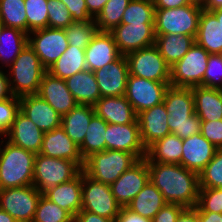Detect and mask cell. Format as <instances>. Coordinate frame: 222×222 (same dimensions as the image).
Returning a JSON list of instances; mask_svg holds the SVG:
<instances>
[{"label": "cell", "mask_w": 222, "mask_h": 222, "mask_svg": "<svg viewBox=\"0 0 222 222\" xmlns=\"http://www.w3.org/2000/svg\"><path fill=\"white\" fill-rule=\"evenodd\" d=\"M200 188H222V149H217L212 160L199 173Z\"/></svg>", "instance_id": "cell-43"}, {"label": "cell", "mask_w": 222, "mask_h": 222, "mask_svg": "<svg viewBox=\"0 0 222 222\" xmlns=\"http://www.w3.org/2000/svg\"><path fill=\"white\" fill-rule=\"evenodd\" d=\"M185 207L176 203H166L154 216L152 222H176L180 212Z\"/></svg>", "instance_id": "cell-50"}, {"label": "cell", "mask_w": 222, "mask_h": 222, "mask_svg": "<svg viewBox=\"0 0 222 222\" xmlns=\"http://www.w3.org/2000/svg\"><path fill=\"white\" fill-rule=\"evenodd\" d=\"M65 82L78 104L93 106L101 98L95 74L91 70L75 73Z\"/></svg>", "instance_id": "cell-29"}, {"label": "cell", "mask_w": 222, "mask_h": 222, "mask_svg": "<svg viewBox=\"0 0 222 222\" xmlns=\"http://www.w3.org/2000/svg\"><path fill=\"white\" fill-rule=\"evenodd\" d=\"M13 96L10 85L8 74L0 68V100H5Z\"/></svg>", "instance_id": "cell-54"}, {"label": "cell", "mask_w": 222, "mask_h": 222, "mask_svg": "<svg viewBox=\"0 0 222 222\" xmlns=\"http://www.w3.org/2000/svg\"><path fill=\"white\" fill-rule=\"evenodd\" d=\"M148 181V165L146 159L143 158L123 172L110 187L117 203L121 207H126Z\"/></svg>", "instance_id": "cell-15"}, {"label": "cell", "mask_w": 222, "mask_h": 222, "mask_svg": "<svg viewBox=\"0 0 222 222\" xmlns=\"http://www.w3.org/2000/svg\"><path fill=\"white\" fill-rule=\"evenodd\" d=\"M202 10L201 0L178 8L155 9V35L180 34L195 38Z\"/></svg>", "instance_id": "cell-5"}, {"label": "cell", "mask_w": 222, "mask_h": 222, "mask_svg": "<svg viewBox=\"0 0 222 222\" xmlns=\"http://www.w3.org/2000/svg\"><path fill=\"white\" fill-rule=\"evenodd\" d=\"M195 43L209 54L222 53V23L211 11L202 10Z\"/></svg>", "instance_id": "cell-27"}, {"label": "cell", "mask_w": 222, "mask_h": 222, "mask_svg": "<svg viewBox=\"0 0 222 222\" xmlns=\"http://www.w3.org/2000/svg\"><path fill=\"white\" fill-rule=\"evenodd\" d=\"M37 94L61 116L67 114L78 105L67 88L65 79L54 77L49 72L44 74Z\"/></svg>", "instance_id": "cell-19"}, {"label": "cell", "mask_w": 222, "mask_h": 222, "mask_svg": "<svg viewBox=\"0 0 222 222\" xmlns=\"http://www.w3.org/2000/svg\"><path fill=\"white\" fill-rule=\"evenodd\" d=\"M46 72L35 51L27 44L9 66L8 79L13 96L37 94Z\"/></svg>", "instance_id": "cell-4"}, {"label": "cell", "mask_w": 222, "mask_h": 222, "mask_svg": "<svg viewBox=\"0 0 222 222\" xmlns=\"http://www.w3.org/2000/svg\"><path fill=\"white\" fill-rule=\"evenodd\" d=\"M217 18L218 21L222 23V8H217L211 11Z\"/></svg>", "instance_id": "cell-60"}, {"label": "cell", "mask_w": 222, "mask_h": 222, "mask_svg": "<svg viewBox=\"0 0 222 222\" xmlns=\"http://www.w3.org/2000/svg\"><path fill=\"white\" fill-rule=\"evenodd\" d=\"M2 27H3V24L0 22V35H1Z\"/></svg>", "instance_id": "cell-61"}, {"label": "cell", "mask_w": 222, "mask_h": 222, "mask_svg": "<svg viewBox=\"0 0 222 222\" xmlns=\"http://www.w3.org/2000/svg\"><path fill=\"white\" fill-rule=\"evenodd\" d=\"M88 13L95 19L108 0H85Z\"/></svg>", "instance_id": "cell-56"}, {"label": "cell", "mask_w": 222, "mask_h": 222, "mask_svg": "<svg viewBox=\"0 0 222 222\" xmlns=\"http://www.w3.org/2000/svg\"><path fill=\"white\" fill-rule=\"evenodd\" d=\"M194 0H153L155 9L178 8L189 5Z\"/></svg>", "instance_id": "cell-53"}, {"label": "cell", "mask_w": 222, "mask_h": 222, "mask_svg": "<svg viewBox=\"0 0 222 222\" xmlns=\"http://www.w3.org/2000/svg\"><path fill=\"white\" fill-rule=\"evenodd\" d=\"M98 32L95 19L73 22L65 29L68 44L85 49Z\"/></svg>", "instance_id": "cell-40"}, {"label": "cell", "mask_w": 222, "mask_h": 222, "mask_svg": "<svg viewBox=\"0 0 222 222\" xmlns=\"http://www.w3.org/2000/svg\"><path fill=\"white\" fill-rule=\"evenodd\" d=\"M74 218L76 222H116L115 219L99 216L95 213L82 209L75 215Z\"/></svg>", "instance_id": "cell-52"}, {"label": "cell", "mask_w": 222, "mask_h": 222, "mask_svg": "<svg viewBox=\"0 0 222 222\" xmlns=\"http://www.w3.org/2000/svg\"><path fill=\"white\" fill-rule=\"evenodd\" d=\"M163 103L168 112L170 132L181 139L200 132L201 120L195 114L192 88L169 86Z\"/></svg>", "instance_id": "cell-2"}, {"label": "cell", "mask_w": 222, "mask_h": 222, "mask_svg": "<svg viewBox=\"0 0 222 222\" xmlns=\"http://www.w3.org/2000/svg\"><path fill=\"white\" fill-rule=\"evenodd\" d=\"M183 139L169 134L147 148L146 161L164 164H181Z\"/></svg>", "instance_id": "cell-30"}, {"label": "cell", "mask_w": 222, "mask_h": 222, "mask_svg": "<svg viewBox=\"0 0 222 222\" xmlns=\"http://www.w3.org/2000/svg\"><path fill=\"white\" fill-rule=\"evenodd\" d=\"M167 118L168 112L164 103L137 114L142 143L146 149L156 140L171 134Z\"/></svg>", "instance_id": "cell-20"}, {"label": "cell", "mask_w": 222, "mask_h": 222, "mask_svg": "<svg viewBox=\"0 0 222 222\" xmlns=\"http://www.w3.org/2000/svg\"><path fill=\"white\" fill-rule=\"evenodd\" d=\"M199 222H222V213L198 212Z\"/></svg>", "instance_id": "cell-57"}, {"label": "cell", "mask_w": 222, "mask_h": 222, "mask_svg": "<svg viewBox=\"0 0 222 222\" xmlns=\"http://www.w3.org/2000/svg\"><path fill=\"white\" fill-rule=\"evenodd\" d=\"M130 1L131 0H108L102 11L95 18L98 31L110 32L117 25H120L124 11Z\"/></svg>", "instance_id": "cell-38"}, {"label": "cell", "mask_w": 222, "mask_h": 222, "mask_svg": "<svg viewBox=\"0 0 222 222\" xmlns=\"http://www.w3.org/2000/svg\"><path fill=\"white\" fill-rule=\"evenodd\" d=\"M195 207L198 212L222 213V188H200Z\"/></svg>", "instance_id": "cell-45"}, {"label": "cell", "mask_w": 222, "mask_h": 222, "mask_svg": "<svg viewBox=\"0 0 222 222\" xmlns=\"http://www.w3.org/2000/svg\"><path fill=\"white\" fill-rule=\"evenodd\" d=\"M0 22L27 33V18L24 0H0Z\"/></svg>", "instance_id": "cell-37"}, {"label": "cell", "mask_w": 222, "mask_h": 222, "mask_svg": "<svg viewBox=\"0 0 222 222\" xmlns=\"http://www.w3.org/2000/svg\"><path fill=\"white\" fill-rule=\"evenodd\" d=\"M195 114L201 121L222 119V89L204 86L192 87Z\"/></svg>", "instance_id": "cell-28"}, {"label": "cell", "mask_w": 222, "mask_h": 222, "mask_svg": "<svg viewBox=\"0 0 222 222\" xmlns=\"http://www.w3.org/2000/svg\"><path fill=\"white\" fill-rule=\"evenodd\" d=\"M68 222H76L75 221V218H72L70 221H68Z\"/></svg>", "instance_id": "cell-62"}, {"label": "cell", "mask_w": 222, "mask_h": 222, "mask_svg": "<svg viewBox=\"0 0 222 222\" xmlns=\"http://www.w3.org/2000/svg\"><path fill=\"white\" fill-rule=\"evenodd\" d=\"M116 222H152V220L144 218L127 207H121Z\"/></svg>", "instance_id": "cell-51"}, {"label": "cell", "mask_w": 222, "mask_h": 222, "mask_svg": "<svg viewBox=\"0 0 222 222\" xmlns=\"http://www.w3.org/2000/svg\"><path fill=\"white\" fill-rule=\"evenodd\" d=\"M176 222H199L198 209L196 207H185L180 212Z\"/></svg>", "instance_id": "cell-55"}, {"label": "cell", "mask_w": 222, "mask_h": 222, "mask_svg": "<svg viewBox=\"0 0 222 222\" xmlns=\"http://www.w3.org/2000/svg\"><path fill=\"white\" fill-rule=\"evenodd\" d=\"M93 107L95 114L108 124L138 123L137 114L125 95L101 97Z\"/></svg>", "instance_id": "cell-26"}, {"label": "cell", "mask_w": 222, "mask_h": 222, "mask_svg": "<svg viewBox=\"0 0 222 222\" xmlns=\"http://www.w3.org/2000/svg\"><path fill=\"white\" fill-rule=\"evenodd\" d=\"M169 86L170 82L152 81L129 75L125 97L138 114L163 103L165 92Z\"/></svg>", "instance_id": "cell-13"}, {"label": "cell", "mask_w": 222, "mask_h": 222, "mask_svg": "<svg viewBox=\"0 0 222 222\" xmlns=\"http://www.w3.org/2000/svg\"><path fill=\"white\" fill-rule=\"evenodd\" d=\"M95 115L92 105L78 104L70 112L62 116L61 127L78 146L84 141L88 125Z\"/></svg>", "instance_id": "cell-31"}, {"label": "cell", "mask_w": 222, "mask_h": 222, "mask_svg": "<svg viewBox=\"0 0 222 222\" xmlns=\"http://www.w3.org/2000/svg\"><path fill=\"white\" fill-rule=\"evenodd\" d=\"M129 75L152 81L170 82V66L153 45L125 55Z\"/></svg>", "instance_id": "cell-10"}, {"label": "cell", "mask_w": 222, "mask_h": 222, "mask_svg": "<svg viewBox=\"0 0 222 222\" xmlns=\"http://www.w3.org/2000/svg\"><path fill=\"white\" fill-rule=\"evenodd\" d=\"M0 222H17L9 213L0 208Z\"/></svg>", "instance_id": "cell-59"}, {"label": "cell", "mask_w": 222, "mask_h": 222, "mask_svg": "<svg viewBox=\"0 0 222 222\" xmlns=\"http://www.w3.org/2000/svg\"><path fill=\"white\" fill-rule=\"evenodd\" d=\"M42 195L74 218L82 207V171L74 179L51 187Z\"/></svg>", "instance_id": "cell-25"}, {"label": "cell", "mask_w": 222, "mask_h": 222, "mask_svg": "<svg viewBox=\"0 0 222 222\" xmlns=\"http://www.w3.org/2000/svg\"><path fill=\"white\" fill-rule=\"evenodd\" d=\"M72 218L66 210L41 195L32 222H68Z\"/></svg>", "instance_id": "cell-42"}, {"label": "cell", "mask_w": 222, "mask_h": 222, "mask_svg": "<svg viewBox=\"0 0 222 222\" xmlns=\"http://www.w3.org/2000/svg\"><path fill=\"white\" fill-rule=\"evenodd\" d=\"M28 44V34L20 29L2 27L0 35V61L3 68L9 67L17 58L19 53Z\"/></svg>", "instance_id": "cell-35"}, {"label": "cell", "mask_w": 222, "mask_h": 222, "mask_svg": "<svg viewBox=\"0 0 222 222\" xmlns=\"http://www.w3.org/2000/svg\"><path fill=\"white\" fill-rule=\"evenodd\" d=\"M41 195L33 185L0 189V208L17 222H32Z\"/></svg>", "instance_id": "cell-11"}, {"label": "cell", "mask_w": 222, "mask_h": 222, "mask_svg": "<svg viewBox=\"0 0 222 222\" xmlns=\"http://www.w3.org/2000/svg\"><path fill=\"white\" fill-rule=\"evenodd\" d=\"M105 134L107 150L126 151L138 160L146 157L147 149L142 143L138 123L108 124Z\"/></svg>", "instance_id": "cell-16"}, {"label": "cell", "mask_w": 222, "mask_h": 222, "mask_svg": "<svg viewBox=\"0 0 222 222\" xmlns=\"http://www.w3.org/2000/svg\"><path fill=\"white\" fill-rule=\"evenodd\" d=\"M101 97H119L126 93L129 76L128 62L121 55L113 63L94 71Z\"/></svg>", "instance_id": "cell-17"}, {"label": "cell", "mask_w": 222, "mask_h": 222, "mask_svg": "<svg viewBox=\"0 0 222 222\" xmlns=\"http://www.w3.org/2000/svg\"><path fill=\"white\" fill-rule=\"evenodd\" d=\"M217 149L200 132L184 138L181 165L199 174L212 160Z\"/></svg>", "instance_id": "cell-21"}, {"label": "cell", "mask_w": 222, "mask_h": 222, "mask_svg": "<svg viewBox=\"0 0 222 222\" xmlns=\"http://www.w3.org/2000/svg\"><path fill=\"white\" fill-rule=\"evenodd\" d=\"M155 36V46L170 67L182 59L195 43V38L188 35L167 34Z\"/></svg>", "instance_id": "cell-32"}, {"label": "cell", "mask_w": 222, "mask_h": 222, "mask_svg": "<svg viewBox=\"0 0 222 222\" xmlns=\"http://www.w3.org/2000/svg\"><path fill=\"white\" fill-rule=\"evenodd\" d=\"M39 154L74 161L82 169L84 167V160L80 155L79 146L72 141L61 126L44 133Z\"/></svg>", "instance_id": "cell-22"}, {"label": "cell", "mask_w": 222, "mask_h": 222, "mask_svg": "<svg viewBox=\"0 0 222 222\" xmlns=\"http://www.w3.org/2000/svg\"><path fill=\"white\" fill-rule=\"evenodd\" d=\"M166 203L162 193L149 180L126 207L144 218L152 220Z\"/></svg>", "instance_id": "cell-33"}, {"label": "cell", "mask_w": 222, "mask_h": 222, "mask_svg": "<svg viewBox=\"0 0 222 222\" xmlns=\"http://www.w3.org/2000/svg\"><path fill=\"white\" fill-rule=\"evenodd\" d=\"M204 87L222 89L221 54H210L204 74Z\"/></svg>", "instance_id": "cell-47"}, {"label": "cell", "mask_w": 222, "mask_h": 222, "mask_svg": "<svg viewBox=\"0 0 222 222\" xmlns=\"http://www.w3.org/2000/svg\"><path fill=\"white\" fill-rule=\"evenodd\" d=\"M121 23H155V7L153 0H131L124 11Z\"/></svg>", "instance_id": "cell-39"}, {"label": "cell", "mask_w": 222, "mask_h": 222, "mask_svg": "<svg viewBox=\"0 0 222 222\" xmlns=\"http://www.w3.org/2000/svg\"><path fill=\"white\" fill-rule=\"evenodd\" d=\"M137 161L138 159L132 153L106 149L87 157L82 170L89 177L111 185Z\"/></svg>", "instance_id": "cell-6"}, {"label": "cell", "mask_w": 222, "mask_h": 222, "mask_svg": "<svg viewBox=\"0 0 222 222\" xmlns=\"http://www.w3.org/2000/svg\"><path fill=\"white\" fill-rule=\"evenodd\" d=\"M67 9L70 11L72 20L78 21H90L94 19L89 13L85 0H61Z\"/></svg>", "instance_id": "cell-49"}, {"label": "cell", "mask_w": 222, "mask_h": 222, "mask_svg": "<svg viewBox=\"0 0 222 222\" xmlns=\"http://www.w3.org/2000/svg\"><path fill=\"white\" fill-rule=\"evenodd\" d=\"M28 44L48 69L68 48L65 29L46 27L28 34Z\"/></svg>", "instance_id": "cell-12"}, {"label": "cell", "mask_w": 222, "mask_h": 222, "mask_svg": "<svg viewBox=\"0 0 222 222\" xmlns=\"http://www.w3.org/2000/svg\"><path fill=\"white\" fill-rule=\"evenodd\" d=\"M35 156L31 151L0 139V189L32 185Z\"/></svg>", "instance_id": "cell-3"}, {"label": "cell", "mask_w": 222, "mask_h": 222, "mask_svg": "<svg viewBox=\"0 0 222 222\" xmlns=\"http://www.w3.org/2000/svg\"><path fill=\"white\" fill-rule=\"evenodd\" d=\"M27 34L48 27V0H24Z\"/></svg>", "instance_id": "cell-41"}, {"label": "cell", "mask_w": 222, "mask_h": 222, "mask_svg": "<svg viewBox=\"0 0 222 222\" xmlns=\"http://www.w3.org/2000/svg\"><path fill=\"white\" fill-rule=\"evenodd\" d=\"M121 54L110 32L98 31L85 48V61L88 70L96 71L106 64L113 63Z\"/></svg>", "instance_id": "cell-24"}, {"label": "cell", "mask_w": 222, "mask_h": 222, "mask_svg": "<svg viewBox=\"0 0 222 222\" xmlns=\"http://www.w3.org/2000/svg\"><path fill=\"white\" fill-rule=\"evenodd\" d=\"M149 180L159 189L167 203L195 207L199 195V174L181 164L147 162Z\"/></svg>", "instance_id": "cell-1"}, {"label": "cell", "mask_w": 222, "mask_h": 222, "mask_svg": "<svg viewBox=\"0 0 222 222\" xmlns=\"http://www.w3.org/2000/svg\"><path fill=\"white\" fill-rule=\"evenodd\" d=\"M155 23L117 25L110 33L121 55L155 45Z\"/></svg>", "instance_id": "cell-14"}, {"label": "cell", "mask_w": 222, "mask_h": 222, "mask_svg": "<svg viewBox=\"0 0 222 222\" xmlns=\"http://www.w3.org/2000/svg\"><path fill=\"white\" fill-rule=\"evenodd\" d=\"M209 53L194 43L182 59L170 67V85L192 88L204 86Z\"/></svg>", "instance_id": "cell-8"}, {"label": "cell", "mask_w": 222, "mask_h": 222, "mask_svg": "<svg viewBox=\"0 0 222 222\" xmlns=\"http://www.w3.org/2000/svg\"><path fill=\"white\" fill-rule=\"evenodd\" d=\"M202 8L212 11L217 8H222V0H201Z\"/></svg>", "instance_id": "cell-58"}, {"label": "cell", "mask_w": 222, "mask_h": 222, "mask_svg": "<svg viewBox=\"0 0 222 222\" xmlns=\"http://www.w3.org/2000/svg\"><path fill=\"white\" fill-rule=\"evenodd\" d=\"M200 133L216 148L222 149V119L201 121Z\"/></svg>", "instance_id": "cell-48"}, {"label": "cell", "mask_w": 222, "mask_h": 222, "mask_svg": "<svg viewBox=\"0 0 222 222\" xmlns=\"http://www.w3.org/2000/svg\"><path fill=\"white\" fill-rule=\"evenodd\" d=\"M20 111L19 97L0 100V137L4 136Z\"/></svg>", "instance_id": "cell-46"}, {"label": "cell", "mask_w": 222, "mask_h": 222, "mask_svg": "<svg viewBox=\"0 0 222 222\" xmlns=\"http://www.w3.org/2000/svg\"><path fill=\"white\" fill-rule=\"evenodd\" d=\"M81 209L116 220L121 206L117 203L112 194L109 184L101 183L100 181L89 177L82 170Z\"/></svg>", "instance_id": "cell-9"}, {"label": "cell", "mask_w": 222, "mask_h": 222, "mask_svg": "<svg viewBox=\"0 0 222 222\" xmlns=\"http://www.w3.org/2000/svg\"><path fill=\"white\" fill-rule=\"evenodd\" d=\"M10 143L35 154L40 153L44 132L20 111L4 135Z\"/></svg>", "instance_id": "cell-23"}, {"label": "cell", "mask_w": 222, "mask_h": 222, "mask_svg": "<svg viewBox=\"0 0 222 222\" xmlns=\"http://www.w3.org/2000/svg\"><path fill=\"white\" fill-rule=\"evenodd\" d=\"M82 168L74 161L36 154L32 185L41 193L74 179Z\"/></svg>", "instance_id": "cell-7"}, {"label": "cell", "mask_w": 222, "mask_h": 222, "mask_svg": "<svg viewBox=\"0 0 222 222\" xmlns=\"http://www.w3.org/2000/svg\"><path fill=\"white\" fill-rule=\"evenodd\" d=\"M108 123L96 114L91 118L84 141L79 146L83 160L95 152L106 150L105 131Z\"/></svg>", "instance_id": "cell-36"}, {"label": "cell", "mask_w": 222, "mask_h": 222, "mask_svg": "<svg viewBox=\"0 0 222 222\" xmlns=\"http://www.w3.org/2000/svg\"><path fill=\"white\" fill-rule=\"evenodd\" d=\"M19 101L20 112L42 132H49L61 126L62 116L38 94L22 96Z\"/></svg>", "instance_id": "cell-18"}, {"label": "cell", "mask_w": 222, "mask_h": 222, "mask_svg": "<svg viewBox=\"0 0 222 222\" xmlns=\"http://www.w3.org/2000/svg\"><path fill=\"white\" fill-rule=\"evenodd\" d=\"M48 27L66 29L74 21L70 11L61 0H48Z\"/></svg>", "instance_id": "cell-44"}, {"label": "cell", "mask_w": 222, "mask_h": 222, "mask_svg": "<svg viewBox=\"0 0 222 222\" xmlns=\"http://www.w3.org/2000/svg\"><path fill=\"white\" fill-rule=\"evenodd\" d=\"M87 69L85 49L69 45L66 51L48 69L52 76L66 79Z\"/></svg>", "instance_id": "cell-34"}]
</instances>
